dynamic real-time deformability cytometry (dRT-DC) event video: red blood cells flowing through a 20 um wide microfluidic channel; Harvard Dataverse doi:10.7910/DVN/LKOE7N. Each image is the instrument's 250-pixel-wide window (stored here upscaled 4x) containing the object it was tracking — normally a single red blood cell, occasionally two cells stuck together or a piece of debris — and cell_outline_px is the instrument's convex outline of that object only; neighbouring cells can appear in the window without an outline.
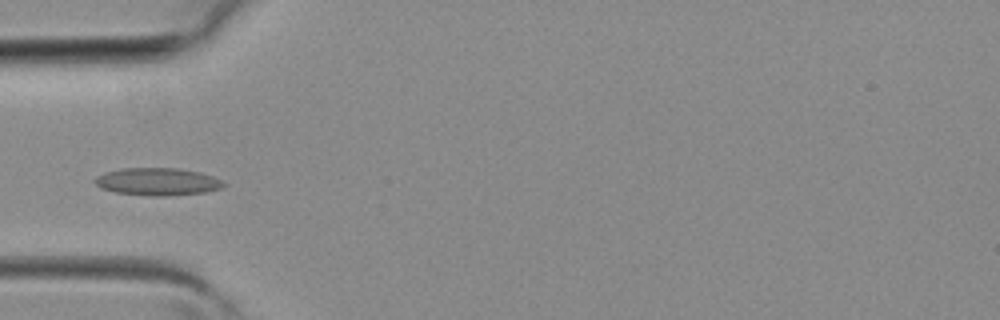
{"species": "common noctule bat (a hibernating species)", "species_latin": "Nyctalus noctula", "temperature_condition": "room temperature", "stored_images_in_passage": 39, "camera_frame_rate_fps": 3000, "um_per_image_px": 0.085, "animal": {"sex": "female", "body_mass_g": 19.3, "forearm_length_mm": 54.1}, "frame": {"image": 1, "passage_image": 12, "time_ms": 3.667, "image_size_px": [1000, 320], "cell_outline_px": [[228, 184], [220, 188], [204, 192], [168, 196], [152, 196], [116, 192], [100, 188], [92, 180], [96, 176], [104, 172], [120, 168], [180, 168], [200, 172], [224, 180]], "centroid_in_image_um": [13.39, 15.43], "position_along_channel_um": 71.6, "area_um2": 20.87}}
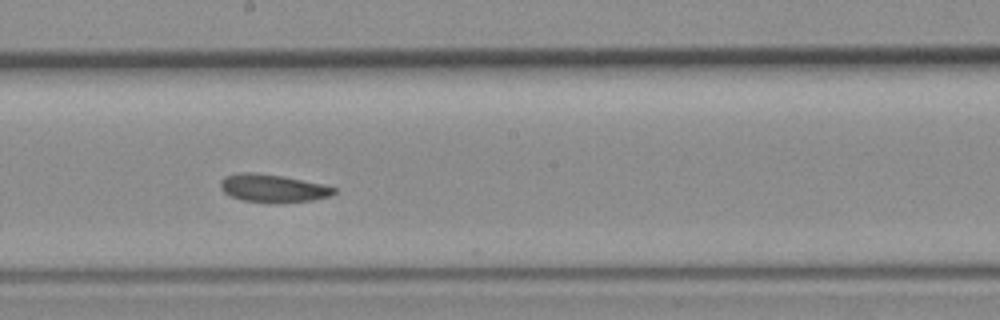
{"frame": {"image": 2, "passage_image": 21, "time_ms": 6.667, "image_size_px": [1000, 320], "cell_outline_px": [[336, 192], [332, 196], [312, 200], [284, 204], [244, 200], [228, 196], [220, 188], [220, 180], [224, 176], [240, 172], [256, 172], [280, 176], [324, 184], [336, 188]], "centroid_in_image_um": [23.19, 16.01], "position_along_channel_um": 225.0, "area_um2": 18.79}}
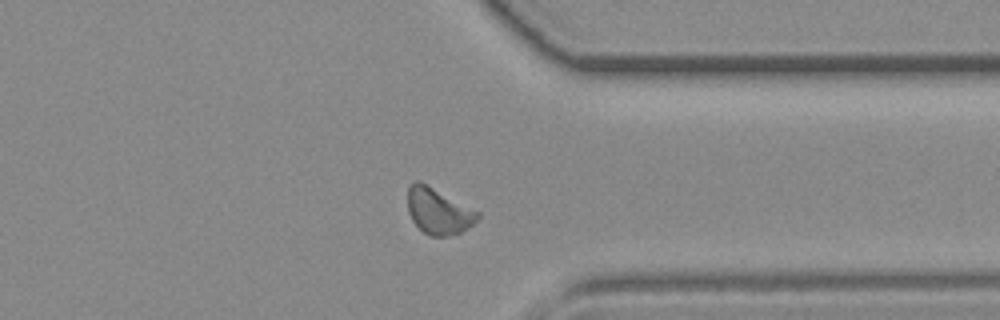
{"frame": {"image": 3, "passage_image": 30, "time_ms": 9.667, "image_size_px": [1000, 320], "cell_outline_px": [[480, 216], [468, 228], [460, 232], [448, 236], [428, 236], [412, 220], [408, 212], [408, 188], [416, 180], [420, 180], [480, 212]], "centroid_in_image_um": [37.26, 17.94], "position_along_channel_um": 374.1, "area_um2": 18.73}}